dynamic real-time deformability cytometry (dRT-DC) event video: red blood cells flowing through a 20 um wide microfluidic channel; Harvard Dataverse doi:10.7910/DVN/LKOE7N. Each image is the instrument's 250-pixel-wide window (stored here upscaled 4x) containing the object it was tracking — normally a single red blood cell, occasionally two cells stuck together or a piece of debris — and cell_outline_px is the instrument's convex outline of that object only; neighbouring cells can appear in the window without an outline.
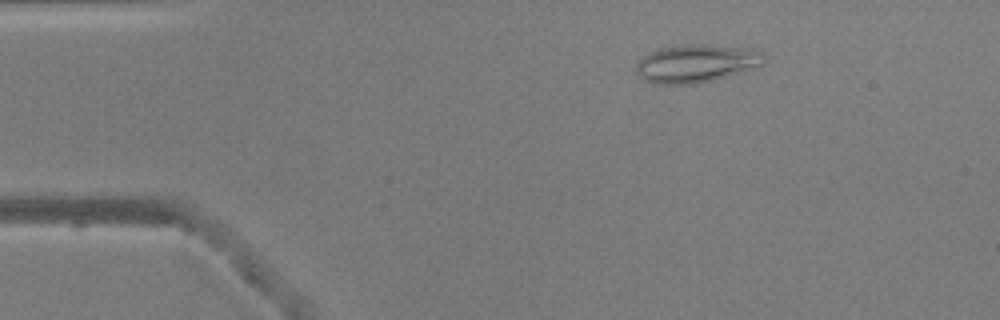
{"species": "common noctule bat (a hibernating species)", "species_latin": "Nyctalus noctula", "temperature_condition": "warm", "stored_images_in_passage": 45, "camera_frame_rate_fps": 3000, "um_per_image_px": 0.085, "animal": {"sex": "male", "body_mass_g": 20.5, "forearm_length_mm": 52.5}, "frame": {"image": 1, "passage_image": 2, "time_ms": 0.333, "image_size_px": [1000, 320], "cell_outline_px": [[764, 64], [744, 72], [696, 84], [652, 84], [644, 80], [636, 72], [636, 64], [644, 56], [660, 48], [684, 44], [704, 44], [756, 48], [764, 52]], "centroid_in_image_um": [59.24, 5.39], "position_along_channel_um": 25.8, "area_um2": 28.73}}
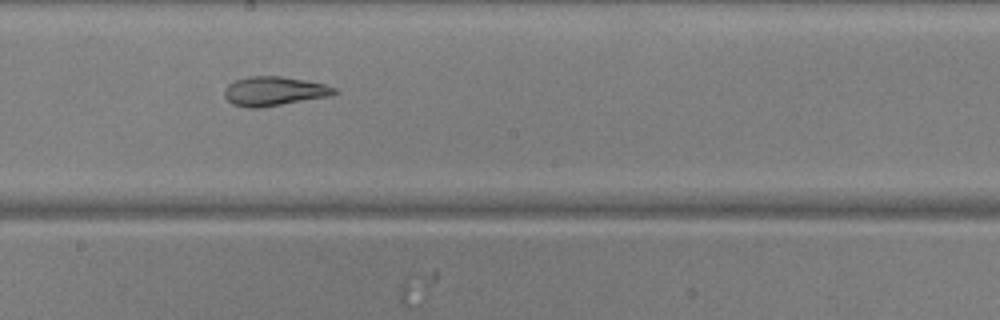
{"frame": {"image": 2, "passage_image": 22, "time_ms": 7.0, "image_size_px": [1000, 320], "cell_outline_px": [[340, 92], [332, 96], [260, 108], [248, 108], [232, 104], [224, 96], [224, 88], [228, 84], [236, 80], [248, 76], [280, 76], [308, 80], [324, 84], [336, 88]], "centroid_in_image_um": [23.33, 7.75], "position_along_channel_um": 224.9, "area_um2": 19.02}}
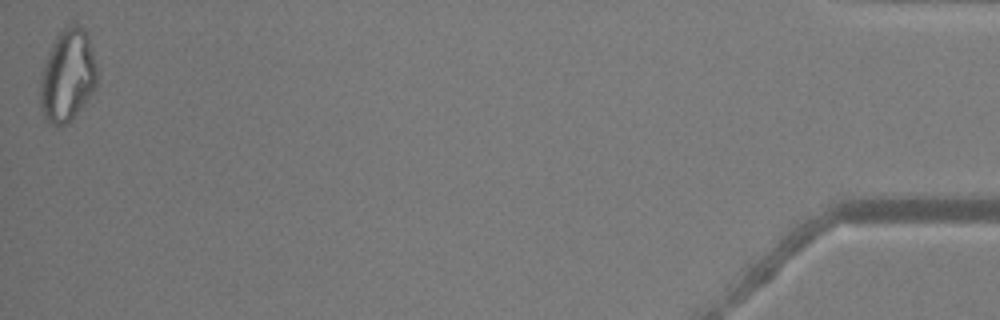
{"frame": {"image": 3, "passage_image": 45, "time_ms": 14.667, "image_size_px": [1000, 320], "cell_outline_px": [[96, 88], [76, 112], [64, 124], [56, 128], [44, 116], [40, 108], [40, 80], [44, 64], [48, 52], [56, 36], [64, 28], [72, 24], [76, 24], [84, 28], [88, 36], [96, 64]], "centroid_in_image_um": [5.72, 6.41], "position_along_channel_um": 429.5, "area_um2": 30.11}, "authors_computed_cell_mechanics": {"area_um2": 23.0044, "velocity_mm_per_s": 3.9235, "shape_relaxation_time_tau1_ms": null, "shape_relaxation_time_tau2_ms": 3.3026, "deformation_change_tau1": null, "deformation_change_tau2": 0.0939}}